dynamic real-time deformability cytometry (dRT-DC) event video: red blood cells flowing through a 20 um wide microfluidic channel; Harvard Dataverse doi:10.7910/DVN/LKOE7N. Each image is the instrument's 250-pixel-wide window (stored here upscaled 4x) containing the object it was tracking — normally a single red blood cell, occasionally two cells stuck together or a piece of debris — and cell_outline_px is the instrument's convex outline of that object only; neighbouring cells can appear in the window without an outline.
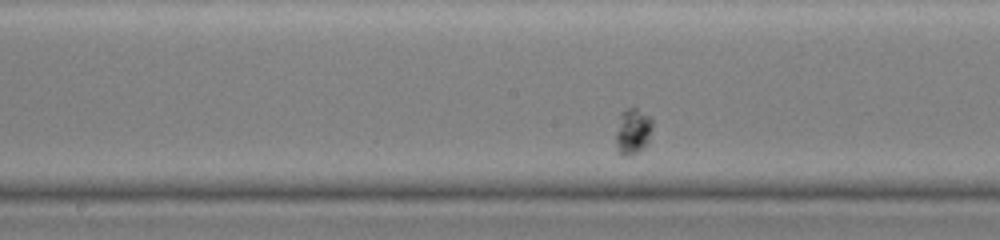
{"species": "common noctule bat (a hibernating species)", "species_latin": "Nyctalus noctula", "temperature_condition": "warm", "stored_images_in_passage": 67, "segment_of_instrument_passage": [2, 2], "camera_frame_rate_fps": 3000, "um_per_image_px": 0.085, "animal": {"sex": "female", "body_mass_g": 19.0, "forearm_length_mm": 51.5}, "frame": {"image": 1, "passage_image": 35, "time_ms": 11.333, "image_size_px": [1000, 240], "cell_outline_px": [[652, 128], [648, 144], [644, 148], [632, 156], [620, 156], [616, 148], [616, 132], [620, 112], [628, 108], [636, 108], [652, 116]], "centroid_in_image_um": [53.8, 11.18], "position_along_channel_um": 194.4, "area_um2": 10.17}}
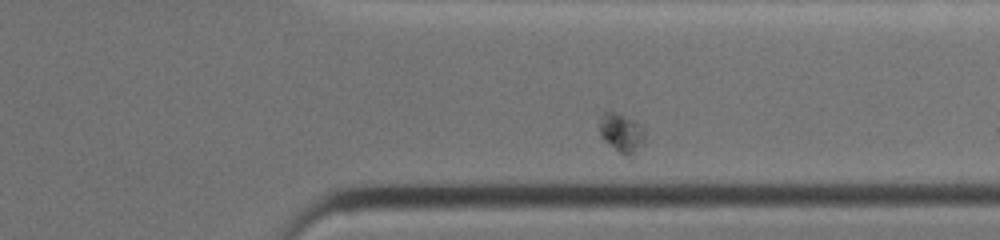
{"frame": {"image": 2, "passage_image": 57, "time_ms": 18.667, "image_size_px": [1000, 240], "cell_outline_px": [[644, 140], [632, 152], [624, 156], [604, 140], [600, 136], [596, 124], [604, 108], [616, 112], [636, 120], [644, 128]], "centroid_in_image_um": [52.72, 11.17], "position_along_channel_um": 358.7, "area_um2": 10.52}}